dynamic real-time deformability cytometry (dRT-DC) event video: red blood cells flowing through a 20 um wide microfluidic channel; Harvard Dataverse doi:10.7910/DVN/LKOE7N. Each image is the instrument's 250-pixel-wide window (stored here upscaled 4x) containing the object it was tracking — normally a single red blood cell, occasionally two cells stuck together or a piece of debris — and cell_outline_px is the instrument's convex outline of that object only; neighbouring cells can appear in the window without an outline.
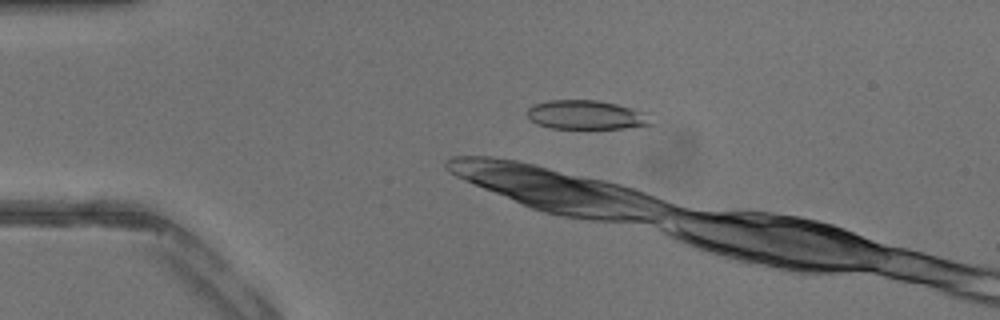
{"species": "common noctule bat (a hibernating species)", "species_latin": "Nyctalus noctula", "temperature_condition": "warm", "stored_images_in_passage": 15, "camera_frame_rate_fps": 3000, "um_per_image_px": 0.085, "animal": {"sex": "male", "body_mass_g": 13.3}, "frame": {"image": 1, "passage_image": 9, "time_ms": 2.667, "image_size_px": [1000, 320], "cell_outline_px": [[656, 124], [624, 128], [552, 128], [536, 124], [528, 116], [528, 108], [536, 104], [548, 100], [596, 100], [616, 104], [632, 108], [640, 112]], "centroid_in_image_um": [49.8, 9.77], "position_along_channel_um": 35.2, "area_um2": 20.58}}